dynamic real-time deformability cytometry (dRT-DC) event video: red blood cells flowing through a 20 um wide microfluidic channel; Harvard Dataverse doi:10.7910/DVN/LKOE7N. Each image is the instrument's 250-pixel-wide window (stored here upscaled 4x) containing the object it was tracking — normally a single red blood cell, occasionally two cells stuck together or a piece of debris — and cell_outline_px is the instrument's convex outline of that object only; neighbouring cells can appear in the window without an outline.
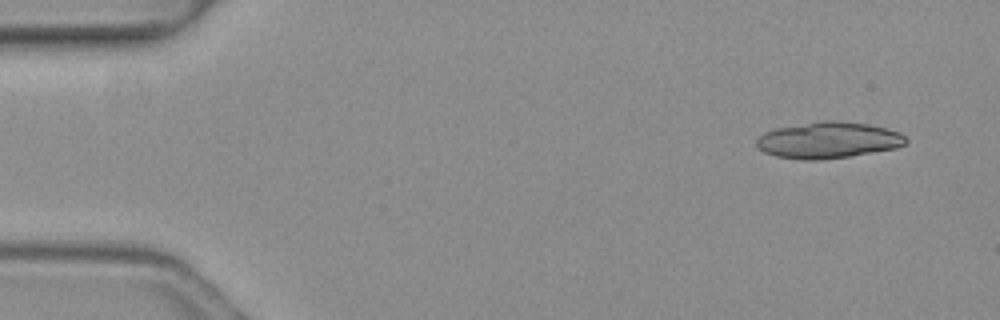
{"species": "common noctule bat (a hibernating species)", "species_latin": "Nyctalus noctula", "temperature_condition": "warm", "stored_images_in_passage": 4, "camera_frame_rate_fps": 3000, "um_per_image_px": 0.085, "animal": {"sex": "female", "body_mass_g": 19.3, "forearm_length_mm": 54.1}, "frame": {"image": 1, "passage_image": 1, "time_ms": 0.0, "image_size_px": [1000, 320], "cell_outline_px": [[908, 140], [904, 144], [896, 148], [852, 156], [820, 160], [800, 160], [776, 156], [764, 152], [756, 144], [756, 140], [764, 132], [776, 128], [824, 120], [836, 120], [868, 124], [888, 128], [900, 132]], "centroid_in_image_um": [70.42, 11.92], "position_along_channel_um": 14.6, "area_um2": 31.73}}